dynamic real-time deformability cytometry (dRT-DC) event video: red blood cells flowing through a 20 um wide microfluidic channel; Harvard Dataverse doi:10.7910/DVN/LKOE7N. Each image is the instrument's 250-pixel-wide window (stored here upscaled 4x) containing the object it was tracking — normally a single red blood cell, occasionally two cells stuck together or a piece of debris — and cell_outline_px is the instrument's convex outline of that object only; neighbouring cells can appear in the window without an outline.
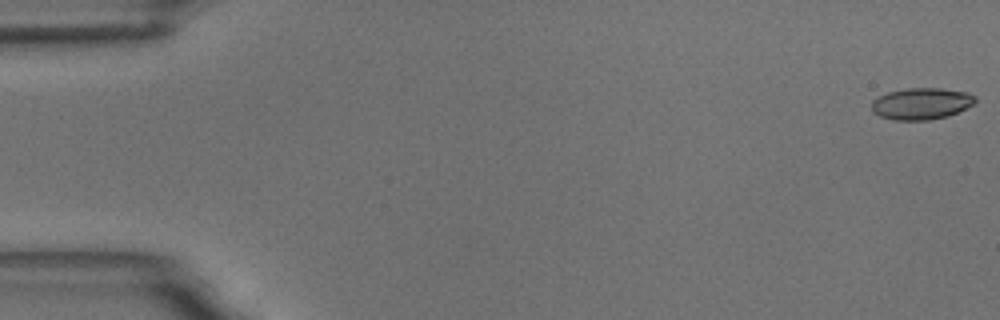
{"species": "common noctule bat (a hibernating species)", "species_latin": "Nyctalus noctula", "temperature_condition": "room temperature", "stored_images_in_passage": 9, "camera_frame_rate_fps": 3000, "um_per_image_px": 0.085, "animal": {"sex": "male", "body_mass_g": 18.8}, "frame": {"image": 1, "passage_image": 1, "time_ms": 0.0, "image_size_px": [1000, 320], "cell_outline_px": [[976, 100], [972, 104], [948, 116], [928, 120], [892, 120], [880, 116], [872, 112], [872, 100], [888, 92], [908, 88], [940, 88], [968, 92], [976, 96]], "centroid_in_image_um": [78.3, 8.81], "position_along_channel_um": 6.7, "area_um2": 19.02}}